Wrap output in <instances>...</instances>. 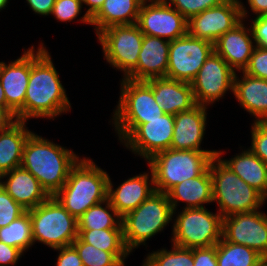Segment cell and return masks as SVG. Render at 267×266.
<instances>
[{
	"label": "cell",
	"mask_w": 267,
	"mask_h": 266,
	"mask_svg": "<svg viewBox=\"0 0 267 266\" xmlns=\"http://www.w3.org/2000/svg\"><path fill=\"white\" fill-rule=\"evenodd\" d=\"M170 41L144 35L137 66L125 77L134 81L166 77Z\"/></svg>",
	"instance_id": "44dd1931"
},
{
	"label": "cell",
	"mask_w": 267,
	"mask_h": 266,
	"mask_svg": "<svg viewBox=\"0 0 267 266\" xmlns=\"http://www.w3.org/2000/svg\"><path fill=\"white\" fill-rule=\"evenodd\" d=\"M0 242L18 248L23 254L34 244L30 212L25 211L9 225L0 228Z\"/></svg>",
	"instance_id": "4dcf8cb0"
},
{
	"label": "cell",
	"mask_w": 267,
	"mask_h": 266,
	"mask_svg": "<svg viewBox=\"0 0 267 266\" xmlns=\"http://www.w3.org/2000/svg\"><path fill=\"white\" fill-rule=\"evenodd\" d=\"M216 154L217 151L171 148L155 154L147 161L153 173L155 191L168 193L175 185L203 174Z\"/></svg>",
	"instance_id": "8992f818"
},
{
	"label": "cell",
	"mask_w": 267,
	"mask_h": 266,
	"mask_svg": "<svg viewBox=\"0 0 267 266\" xmlns=\"http://www.w3.org/2000/svg\"><path fill=\"white\" fill-rule=\"evenodd\" d=\"M247 3L256 17L267 14V0H247Z\"/></svg>",
	"instance_id": "bcb514c9"
},
{
	"label": "cell",
	"mask_w": 267,
	"mask_h": 266,
	"mask_svg": "<svg viewBox=\"0 0 267 266\" xmlns=\"http://www.w3.org/2000/svg\"><path fill=\"white\" fill-rule=\"evenodd\" d=\"M144 0H105L100 10L91 18L96 35L115 25L136 24Z\"/></svg>",
	"instance_id": "4316f807"
},
{
	"label": "cell",
	"mask_w": 267,
	"mask_h": 266,
	"mask_svg": "<svg viewBox=\"0 0 267 266\" xmlns=\"http://www.w3.org/2000/svg\"><path fill=\"white\" fill-rule=\"evenodd\" d=\"M221 160L232 172L267 199V165L249 148L230 160Z\"/></svg>",
	"instance_id": "83f0119b"
},
{
	"label": "cell",
	"mask_w": 267,
	"mask_h": 266,
	"mask_svg": "<svg viewBox=\"0 0 267 266\" xmlns=\"http://www.w3.org/2000/svg\"><path fill=\"white\" fill-rule=\"evenodd\" d=\"M4 178L7 179L4 181ZM1 186L26 211L50 197L39 181L21 166L2 174Z\"/></svg>",
	"instance_id": "7402d4cb"
},
{
	"label": "cell",
	"mask_w": 267,
	"mask_h": 266,
	"mask_svg": "<svg viewBox=\"0 0 267 266\" xmlns=\"http://www.w3.org/2000/svg\"><path fill=\"white\" fill-rule=\"evenodd\" d=\"M241 1L224 0L190 17L187 20V33L197 39L214 42L243 19L247 18V10Z\"/></svg>",
	"instance_id": "8fae6325"
},
{
	"label": "cell",
	"mask_w": 267,
	"mask_h": 266,
	"mask_svg": "<svg viewBox=\"0 0 267 266\" xmlns=\"http://www.w3.org/2000/svg\"><path fill=\"white\" fill-rule=\"evenodd\" d=\"M173 223L171 242L182 248L216 245L222 238L223 218L206 208H183Z\"/></svg>",
	"instance_id": "9c48e42d"
},
{
	"label": "cell",
	"mask_w": 267,
	"mask_h": 266,
	"mask_svg": "<svg viewBox=\"0 0 267 266\" xmlns=\"http://www.w3.org/2000/svg\"><path fill=\"white\" fill-rule=\"evenodd\" d=\"M149 169L151 172L150 180L149 173H140L139 175L128 178L114 190L109 176L107 199L121 218L130 211L135 210L155 192L153 173L150 167Z\"/></svg>",
	"instance_id": "d6986e66"
},
{
	"label": "cell",
	"mask_w": 267,
	"mask_h": 266,
	"mask_svg": "<svg viewBox=\"0 0 267 266\" xmlns=\"http://www.w3.org/2000/svg\"><path fill=\"white\" fill-rule=\"evenodd\" d=\"M222 152L217 151L209 165L213 202H217L219 214L224 218L260 209L266 198L228 168L221 160Z\"/></svg>",
	"instance_id": "277c9868"
},
{
	"label": "cell",
	"mask_w": 267,
	"mask_h": 266,
	"mask_svg": "<svg viewBox=\"0 0 267 266\" xmlns=\"http://www.w3.org/2000/svg\"><path fill=\"white\" fill-rule=\"evenodd\" d=\"M15 119L0 106V130L6 128Z\"/></svg>",
	"instance_id": "7dc6e473"
},
{
	"label": "cell",
	"mask_w": 267,
	"mask_h": 266,
	"mask_svg": "<svg viewBox=\"0 0 267 266\" xmlns=\"http://www.w3.org/2000/svg\"><path fill=\"white\" fill-rule=\"evenodd\" d=\"M258 266H267V259H264Z\"/></svg>",
	"instance_id": "f907efd6"
},
{
	"label": "cell",
	"mask_w": 267,
	"mask_h": 266,
	"mask_svg": "<svg viewBox=\"0 0 267 266\" xmlns=\"http://www.w3.org/2000/svg\"><path fill=\"white\" fill-rule=\"evenodd\" d=\"M79 160L71 149L32 132L23 148L21 167L28 170L50 196H54Z\"/></svg>",
	"instance_id": "7a4b0ae2"
},
{
	"label": "cell",
	"mask_w": 267,
	"mask_h": 266,
	"mask_svg": "<svg viewBox=\"0 0 267 266\" xmlns=\"http://www.w3.org/2000/svg\"><path fill=\"white\" fill-rule=\"evenodd\" d=\"M105 204V207L102 206ZM122 218L117 214L110 201L91 206L77 219L78 230L123 229Z\"/></svg>",
	"instance_id": "f546056e"
},
{
	"label": "cell",
	"mask_w": 267,
	"mask_h": 266,
	"mask_svg": "<svg viewBox=\"0 0 267 266\" xmlns=\"http://www.w3.org/2000/svg\"><path fill=\"white\" fill-rule=\"evenodd\" d=\"M109 175L89 158H80L66 183L54 195L76 219L91 206L107 199Z\"/></svg>",
	"instance_id": "3957f363"
},
{
	"label": "cell",
	"mask_w": 267,
	"mask_h": 266,
	"mask_svg": "<svg viewBox=\"0 0 267 266\" xmlns=\"http://www.w3.org/2000/svg\"><path fill=\"white\" fill-rule=\"evenodd\" d=\"M251 138L249 149L267 165V122H254Z\"/></svg>",
	"instance_id": "8d00e7d4"
},
{
	"label": "cell",
	"mask_w": 267,
	"mask_h": 266,
	"mask_svg": "<svg viewBox=\"0 0 267 266\" xmlns=\"http://www.w3.org/2000/svg\"><path fill=\"white\" fill-rule=\"evenodd\" d=\"M218 266H258L265 258L256 250L228 242L223 236L216 244Z\"/></svg>",
	"instance_id": "f1b7e54d"
},
{
	"label": "cell",
	"mask_w": 267,
	"mask_h": 266,
	"mask_svg": "<svg viewBox=\"0 0 267 266\" xmlns=\"http://www.w3.org/2000/svg\"><path fill=\"white\" fill-rule=\"evenodd\" d=\"M169 201L176 214L179 201L185 202L184 208H202L203 204L213 202L212 177L208 168L198 177L190 178L175 185L168 193Z\"/></svg>",
	"instance_id": "d4e9b609"
},
{
	"label": "cell",
	"mask_w": 267,
	"mask_h": 266,
	"mask_svg": "<svg viewBox=\"0 0 267 266\" xmlns=\"http://www.w3.org/2000/svg\"><path fill=\"white\" fill-rule=\"evenodd\" d=\"M136 24L144 35L169 41L187 33V19L165 0H144Z\"/></svg>",
	"instance_id": "5bb4252c"
},
{
	"label": "cell",
	"mask_w": 267,
	"mask_h": 266,
	"mask_svg": "<svg viewBox=\"0 0 267 266\" xmlns=\"http://www.w3.org/2000/svg\"><path fill=\"white\" fill-rule=\"evenodd\" d=\"M207 107L197 104L188 111H182L174 115V130L171 149L194 150V151H217L203 150L201 142L204 138Z\"/></svg>",
	"instance_id": "ac0fdd59"
},
{
	"label": "cell",
	"mask_w": 267,
	"mask_h": 266,
	"mask_svg": "<svg viewBox=\"0 0 267 266\" xmlns=\"http://www.w3.org/2000/svg\"><path fill=\"white\" fill-rule=\"evenodd\" d=\"M146 82L152 87L156 103L166 114L176 115L197 105L190 83L166 77L151 78Z\"/></svg>",
	"instance_id": "603a6c76"
},
{
	"label": "cell",
	"mask_w": 267,
	"mask_h": 266,
	"mask_svg": "<svg viewBox=\"0 0 267 266\" xmlns=\"http://www.w3.org/2000/svg\"><path fill=\"white\" fill-rule=\"evenodd\" d=\"M142 266H194L193 248L172 244L170 251L162 248L148 254Z\"/></svg>",
	"instance_id": "836d02e7"
},
{
	"label": "cell",
	"mask_w": 267,
	"mask_h": 266,
	"mask_svg": "<svg viewBox=\"0 0 267 266\" xmlns=\"http://www.w3.org/2000/svg\"><path fill=\"white\" fill-rule=\"evenodd\" d=\"M120 91L112 122L121 143L140 124L159 118L164 112L156 103L152 87L146 81L122 78Z\"/></svg>",
	"instance_id": "5b68a950"
},
{
	"label": "cell",
	"mask_w": 267,
	"mask_h": 266,
	"mask_svg": "<svg viewBox=\"0 0 267 266\" xmlns=\"http://www.w3.org/2000/svg\"><path fill=\"white\" fill-rule=\"evenodd\" d=\"M267 21V14L261 15Z\"/></svg>",
	"instance_id": "816d5d0a"
},
{
	"label": "cell",
	"mask_w": 267,
	"mask_h": 266,
	"mask_svg": "<svg viewBox=\"0 0 267 266\" xmlns=\"http://www.w3.org/2000/svg\"><path fill=\"white\" fill-rule=\"evenodd\" d=\"M32 11L39 15H51L56 0H26Z\"/></svg>",
	"instance_id": "ee69618b"
},
{
	"label": "cell",
	"mask_w": 267,
	"mask_h": 266,
	"mask_svg": "<svg viewBox=\"0 0 267 266\" xmlns=\"http://www.w3.org/2000/svg\"><path fill=\"white\" fill-rule=\"evenodd\" d=\"M25 211L0 185V228L9 225Z\"/></svg>",
	"instance_id": "d590c367"
},
{
	"label": "cell",
	"mask_w": 267,
	"mask_h": 266,
	"mask_svg": "<svg viewBox=\"0 0 267 266\" xmlns=\"http://www.w3.org/2000/svg\"><path fill=\"white\" fill-rule=\"evenodd\" d=\"M25 125V121L15 119L0 130V175L21 166L23 148L32 133Z\"/></svg>",
	"instance_id": "484cf974"
},
{
	"label": "cell",
	"mask_w": 267,
	"mask_h": 266,
	"mask_svg": "<svg viewBox=\"0 0 267 266\" xmlns=\"http://www.w3.org/2000/svg\"><path fill=\"white\" fill-rule=\"evenodd\" d=\"M22 255L18 248L0 242V266L15 265Z\"/></svg>",
	"instance_id": "7bdbcfd3"
},
{
	"label": "cell",
	"mask_w": 267,
	"mask_h": 266,
	"mask_svg": "<svg viewBox=\"0 0 267 266\" xmlns=\"http://www.w3.org/2000/svg\"><path fill=\"white\" fill-rule=\"evenodd\" d=\"M29 212L34 243L41 242L56 249L72 245L78 237L77 219L54 196Z\"/></svg>",
	"instance_id": "ba28073f"
},
{
	"label": "cell",
	"mask_w": 267,
	"mask_h": 266,
	"mask_svg": "<svg viewBox=\"0 0 267 266\" xmlns=\"http://www.w3.org/2000/svg\"><path fill=\"white\" fill-rule=\"evenodd\" d=\"M174 115L164 113L159 118L140 124L122 143L146 161L171 148Z\"/></svg>",
	"instance_id": "2e32d148"
},
{
	"label": "cell",
	"mask_w": 267,
	"mask_h": 266,
	"mask_svg": "<svg viewBox=\"0 0 267 266\" xmlns=\"http://www.w3.org/2000/svg\"><path fill=\"white\" fill-rule=\"evenodd\" d=\"M235 73L221 56L213 52L190 83L196 103L207 107L224 97L227 91L233 93Z\"/></svg>",
	"instance_id": "4fadbf2b"
},
{
	"label": "cell",
	"mask_w": 267,
	"mask_h": 266,
	"mask_svg": "<svg viewBox=\"0 0 267 266\" xmlns=\"http://www.w3.org/2000/svg\"><path fill=\"white\" fill-rule=\"evenodd\" d=\"M81 0H56L52 15L61 22H71L80 15L82 9Z\"/></svg>",
	"instance_id": "74e56055"
},
{
	"label": "cell",
	"mask_w": 267,
	"mask_h": 266,
	"mask_svg": "<svg viewBox=\"0 0 267 266\" xmlns=\"http://www.w3.org/2000/svg\"><path fill=\"white\" fill-rule=\"evenodd\" d=\"M0 106L7 111V101L4 90L2 88L1 80H0Z\"/></svg>",
	"instance_id": "c3c4849f"
},
{
	"label": "cell",
	"mask_w": 267,
	"mask_h": 266,
	"mask_svg": "<svg viewBox=\"0 0 267 266\" xmlns=\"http://www.w3.org/2000/svg\"><path fill=\"white\" fill-rule=\"evenodd\" d=\"M194 266H218L216 245L211 247L193 248Z\"/></svg>",
	"instance_id": "ab89813d"
},
{
	"label": "cell",
	"mask_w": 267,
	"mask_h": 266,
	"mask_svg": "<svg viewBox=\"0 0 267 266\" xmlns=\"http://www.w3.org/2000/svg\"><path fill=\"white\" fill-rule=\"evenodd\" d=\"M243 72L267 80V49L256 46Z\"/></svg>",
	"instance_id": "f35d334b"
},
{
	"label": "cell",
	"mask_w": 267,
	"mask_h": 266,
	"mask_svg": "<svg viewBox=\"0 0 267 266\" xmlns=\"http://www.w3.org/2000/svg\"><path fill=\"white\" fill-rule=\"evenodd\" d=\"M82 4L89 6L86 13L81 17L82 23L92 24L91 18L100 10L105 0H81Z\"/></svg>",
	"instance_id": "f6af8a7d"
},
{
	"label": "cell",
	"mask_w": 267,
	"mask_h": 266,
	"mask_svg": "<svg viewBox=\"0 0 267 266\" xmlns=\"http://www.w3.org/2000/svg\"><path fill=\"white\" fill-rule=\"evenodd\" d=\"M143 37L137 24L111 26L97 35L104 58L124 73L123 78L138 64Z\"/></svg>",
	"instance_id": "30bf717a"
},
{
	"label": "cell",
	"mask_w": 267,
	"mask_h": 266,
	"mask_svg": "<svg viewBox=\"0 0 267 266\" xmlns=\"http://www.w3.org/2000/svg\"><path fill=\"white\" fill-rule=\"evenodd\" d=\"M30 77V48L8 65L0 62V80L7 101V112L24 121V101Z\"/></svg>",
	"instance_id": "e0dca14e"
},
{
	"label": "cell",
	"mask_w": 267,
	"mask_h": 266,
	"mask_svg": "<svg viewBox=\"0 0 267 266\" xmlns=\"http://www.w3.org/2000/svg\"><path fill=\"white\" fill-rule=\"evenodd\" d=\"M78 237L110 253H130L124 243L123 229L78 230Z\"/></svg>",
	"instance_id": "1f68e13d"
},
{
	"label": "cell",
	"mask_w": 267,
	"mask_h": 266,
	"mask_svg": "<svg viewBox=\"0 0 267 266\" xmlns=\"http://www.w3.org/2000/svg\"><path fill=\"white\" fill-rule=\"evenodd\" d=\"M213 52V43L188 33L170 41L166 78L191 83Z\"/></svg>",
	"instance_id": "7c38bea8"
},
{
	"label": "cell",
	"mask_w": 267,
	"mask_h": 266,
	"mask_svg": "<svg viewBox=\"0 0 267 266\" xmlns=\"http://www.w3.org/2000/svg\"><path fill=\"white\" fill-rule=\"evenodd\" d=\"M244 21L242 20L214 42V52L221 56L234 71L240 72L248 66L256 47L251 28H246Z\"/></svg>",
	"instance_id": "ffe728a7"
},
{
	"label": "cell",
	"mask_w": 267,
	"mask_h": 266,
	"mask_svg": "<svg viewBox=\"0 0 267 266\" xmlns=\"http://www.w3.org/2000/svg\"><path fill=\"white\" fill-rule=\"evenodd\" d=\"M43 43L35 52L30 47V77L24 101V121L29 118L54 120L61 113L69 112L70 101ZM54 118V119H53Z\"/></svg>",
	"instance_id": "6da1fadb"
},
{
	"label": "cell",
	"mask_w": 267,
	"mask_h": 266,
	"mask_svg": "<svg viewBox=\"0 0 267 266\" xmlns=\"http://www.w3.org/2000/svg\"><path fill=\"white\" fill-rule=\"evenodd\" d=\"M170 6H174L187 20L200 12L219 5L224 0H165Z\"/></svg>",
	"instance_id": "e575fe53"
},
{
	"label": "cell",
	"mask_w": 267,
	"mask_h": 266,
	"mask_svg": "<svg viewBox=\"0 0 267 266\" xmlns=\"http://www.w3.org/2000/svg\"><path fill=\"white\" fill-rule=\"evenodd\" d=\"M222 236L228 242L256 250L267 259V215L259 209L224 217Z\"/></svg>",
	"instance_id": "9a60e30c"
},
{
	"label": "cell",
	"mask_w": 267,
	"mask_h": 266,
	"mask_svg": "<svg viewBox=\"0 0 267 266\" xmlns=\"http://www.w3.org/2000/svg\"><path fill=\"white\" fill-rule=\"evenodd\" d=\"M53 250L59 251L56 266H83L79 253L73 245Z\"/></svg>",
	"instance_id": "60d3db41"
},
{
	"label": "cell",
	"mask_w": 267,
	"mask_h": 266,
	"mask_svg": "<svg viewBox=\"0 0 267 266\" xmlns=\"http://www.w3.org/2000/svg\"><path fill=\"white\" fill-rule=\"evenodd\" d=\"M167 193L155 191L135 210L122 217L123 239L129 252L162 231L173 217Z\"/></svg>",
	"instance_id": "52a82bcc"
},
{
	"label": "cell",
	"mask_w": 267,
	"mask_h": 266,
	"mask_svg": "<svg viewBox=\"0 0 267 266\" xmlns=\"http://www.w3.org/2000/svg\"><path fill=\"white\" fill-rule=\"evenodd\" d=\"M9 0H0V11L4 8H6Z\"/></svg>",
	"instance_id": "681fc988"
},
{
	"label": "cell",
	"mask_w": 267,
	"mask_h": 266,
	"mask_svg": "<svg viewBox=\"0 0 267 266\" xmlns=\"http://www.w3.org/2000/svg\"><path fill=\"white\" fill-rule=\"evenodd\" d=\"M251 21L250 28L255 45L267 49V21L262 16H257Z\"/></svg>",
	"instance_id": "b9f144b4"
},
{
	"label": "cell",
	"mask_w": 267,
	"mask_h": 266,
	"mask_svg": "<svg viewBox=\"0 0 267 266\" xmlns=\"http://www.w3.org/2000/svg\"><path fill=\"white\" fill-rule=\"evenodd\" d=\"M234 76L233 94L239 104L254 116V122H267V80L252 77L242 71Z\"/></svg>",
	"instance_id": "cb8c5ba5"
},
{
	"label": "cell",
	"mask_w": 267,
	"mask_h": 266,
	"mask_svg": "<svg viewBox=\"0 0 267 266\" xmlns=\"http://www.w3.org/2000/svg\"><path fill=\"white\" fill-rule=\"evenodd\" d=\"M72 245L79 253L83 266H124L130 253H110L97 249L77 237Z\"/></svg>",
	"instance_id": "d6a6232c"
}]
</instances>
